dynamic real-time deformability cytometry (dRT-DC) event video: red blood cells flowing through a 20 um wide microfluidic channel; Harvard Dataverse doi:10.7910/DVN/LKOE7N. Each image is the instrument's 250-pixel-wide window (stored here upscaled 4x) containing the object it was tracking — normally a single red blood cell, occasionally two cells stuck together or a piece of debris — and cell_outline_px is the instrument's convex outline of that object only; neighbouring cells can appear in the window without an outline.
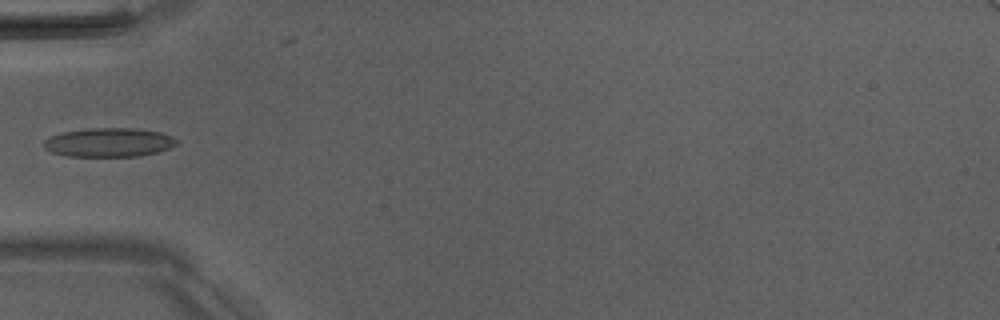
{"species": "Egyptian fruit bat (a non-hibernating species)", "species_latin": "Rousettus aegyptiacus", "temperature_condition": "room temperature", "stored_images_in_passage": 6, "camera_frame_rate_fps": 3000, "um_per_image_px": 0.085, "animal": {"sex": "male"}, "frame": {"image": 1, "passage_image": 5, "time_ms": 4.667, "image_size_px": [1000, 320], "cell_outline_px": [[180, 140], [176, 144], [168, 148], [156, 152], [140, 156], [68, 156], [52, 152], [44, 148], [44, 140], [52, 136], [64, 132], [88, 128], [132, 128], [160, 132], [172, 136]], "centroid_in_image_um": [9.28, 12.1], "position_along_channel_um": 75.7, "area_um2": 22.25}}